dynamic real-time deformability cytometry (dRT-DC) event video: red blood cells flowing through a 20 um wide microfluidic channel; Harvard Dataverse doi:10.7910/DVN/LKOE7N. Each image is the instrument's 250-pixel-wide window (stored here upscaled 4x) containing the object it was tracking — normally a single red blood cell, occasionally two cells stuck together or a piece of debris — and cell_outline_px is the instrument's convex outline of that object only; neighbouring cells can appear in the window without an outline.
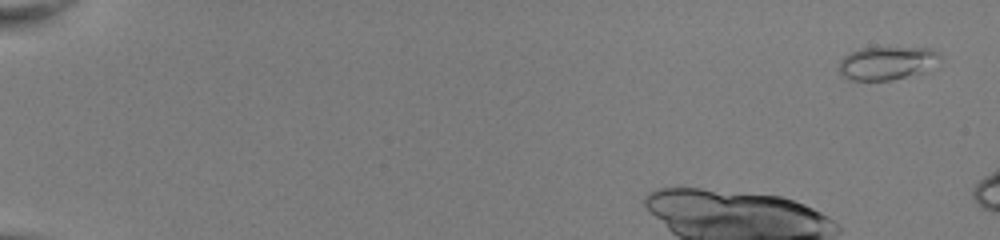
{"species": "common noctule bat (a hibernating species)", "species_latin": "Nyctalus noctula", "temperature_condition": "room temperature", "stored_images_in_passage": 14, "camera_frame_rate_fps": 3000, "um_per_image_px": 0.085, "animal": {"sex": "female", "body_mass_g": 22.0, "forearm_length_mm": 56.7}, "frame": {"image": 1, "passage_image": 3, "time_ms": 0.667, "image_size_px": [1000, 240], "cell_outline_px": [[940, 68], [892, 80], [852, 80], [844, 76], [840, 72], [840, 60], [848, 52], [860, 48], [932, 48], [940, 52]], "centroid_in_image_um": [75.5, 5.36], "position_along_channel_um": 9.5, "area_um2": 20.0}}